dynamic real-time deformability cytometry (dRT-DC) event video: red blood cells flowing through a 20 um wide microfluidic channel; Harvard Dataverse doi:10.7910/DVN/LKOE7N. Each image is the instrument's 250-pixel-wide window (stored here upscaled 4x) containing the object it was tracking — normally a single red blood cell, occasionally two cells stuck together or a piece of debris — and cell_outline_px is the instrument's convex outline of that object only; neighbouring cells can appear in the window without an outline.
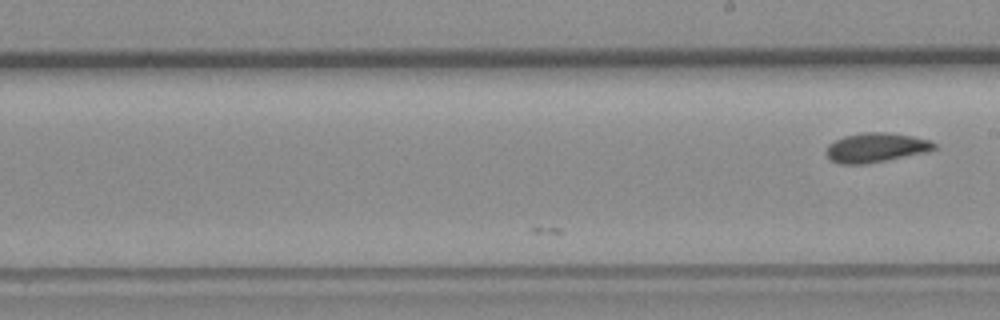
{"species": "common noctule bat (a hibernating species)", "species_latin": "Nyctalus noctula", "temperature_condition": "room temperature", "stored_images_in_passage": 20, "camera_frame_rate_fps": 3000, "um_per_image_px": 0.085, "animal": {"sex": "female", "body_mass_g": 19.3, "forearm_length_mm": 54.1}, "frame": {"image": 1, "passage_image": 20, "time_ms": 6.333, "image_size_px": [1000, 320], "cell_outline_px": [[936, 148], [928, 152], [864, 164], [840, 164], [832, 160], [828, 156], [828, 144], [844, 136], [864, 132], [888, 132], [912, 136], [928, 140], [936, 144]], "centroid_in_image_um": [74.48, 12.54], "position_along_channel_um": 214.5, "area_um2": 18.26}}